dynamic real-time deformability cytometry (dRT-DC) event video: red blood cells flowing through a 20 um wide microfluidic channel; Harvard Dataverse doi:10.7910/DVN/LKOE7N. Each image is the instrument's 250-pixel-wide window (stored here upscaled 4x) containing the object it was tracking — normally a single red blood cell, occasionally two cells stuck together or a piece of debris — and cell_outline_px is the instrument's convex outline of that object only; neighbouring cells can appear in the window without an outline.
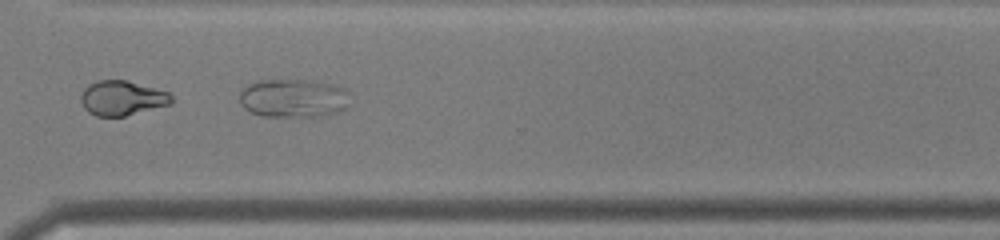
{"species": "common noctule bat (a hibernating species)", "species_latin": "Nyctalus noctula", "temperature_condition": "warm", "stored_images_in_passage": 31, "camera_frame_rate_fps": 3000, "um_per_image_px": 0.085, "animal": {"sex": "male", "body_mass_g": 19.0, "forearm_length_mm": 50.8}, "frame": {"image": 1, "passage_image": 22, "time_ms": 7.0, "image_size_px": [1000, 240], "cell_outline_px": [[348, 92], [344, 108], [336, 112], [320, 116], [260, 116], [244, 108], [240, 100], [240, 92], [248, 84], [260, 80], [312, 80], [336, 84], [344, 88]], "centroid_in_image_um": [24.91, 8.33], "position_along_channel_um": 345.7, "area_um2": 24.62}}